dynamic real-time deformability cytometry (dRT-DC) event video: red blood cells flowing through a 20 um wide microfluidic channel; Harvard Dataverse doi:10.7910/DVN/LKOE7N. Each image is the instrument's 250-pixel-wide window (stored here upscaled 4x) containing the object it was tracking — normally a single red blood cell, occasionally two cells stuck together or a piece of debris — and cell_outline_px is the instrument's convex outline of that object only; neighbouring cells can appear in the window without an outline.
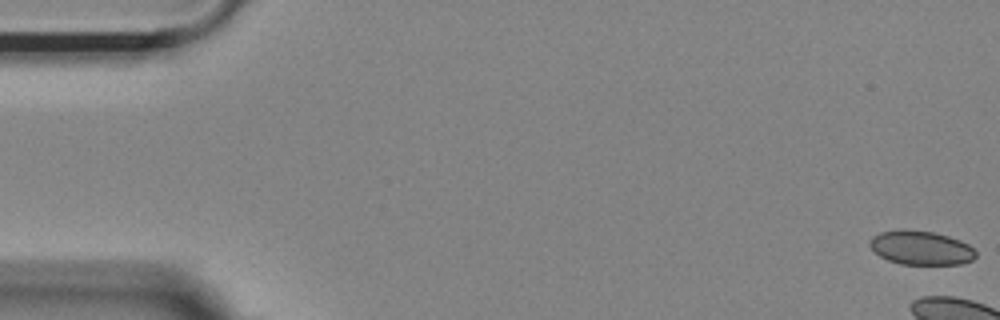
{"species": "Egyptian fruit bat (a non-hibernating species)", "species_latin": "Rousettus aegyptiacus", "temperature_condition": "room temperature", "stored_images_in_passage": 7, "camera_frame_rate_fps": 3000, "um_per_image_px": 0.085, "animal": {"sex": "female"}, "frame": {"image": 1, "passage_image": 1, "time_ms": 0.0, "image_size_px": [1000, 320], "cell_outline_px": [[976, 256], [972, 260], [960, 264], [900, 264], [888, 260], [880, 256], [868, 244], [868, 240], [872, 236], [880, 232], [932, 232], [948, 236], [960, 240], [968, 244], [976, 252]], "centroid_in_image_um": [78.3, 21.1], "position_along_channel_um": 6.7, "area_um2": 20.35}}